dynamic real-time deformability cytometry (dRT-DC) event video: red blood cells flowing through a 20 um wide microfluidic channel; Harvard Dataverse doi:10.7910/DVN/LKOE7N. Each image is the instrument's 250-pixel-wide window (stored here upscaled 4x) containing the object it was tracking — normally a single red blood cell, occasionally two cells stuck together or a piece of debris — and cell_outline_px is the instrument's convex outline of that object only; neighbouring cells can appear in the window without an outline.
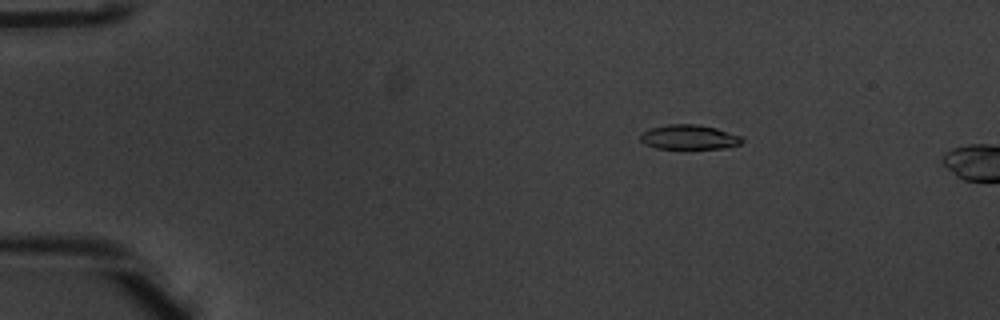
{"species": "common noctule bat (a hibernating species)", "species_latin": "Nyctalus noctula", "temperature_condition": "warm", "stored_images_in_passage": 4, "camera_frame_rate_fps": 3000, "um_per_image_px": 0.085, "animal": {"sex": "male", "body_mass_g": 20.1, "forearm_length_mm": 53.5}, "frame": {"image": 1, "passage_image": 1, "time_ms": 0.0, "image_size_px": [1000, 320], "cell_outline_px": [[744, 140], [740, 144], [724, 148], [656, 148], [644, 144], [640, 140], [640, 132], [652, 128], [668, 124], [700, 124], [716, 128], [740, 136]], "centroid_in_image_um": [58.54, 11.65], "position_along_channel_um": 26.5, "area_um2": 14.51}}